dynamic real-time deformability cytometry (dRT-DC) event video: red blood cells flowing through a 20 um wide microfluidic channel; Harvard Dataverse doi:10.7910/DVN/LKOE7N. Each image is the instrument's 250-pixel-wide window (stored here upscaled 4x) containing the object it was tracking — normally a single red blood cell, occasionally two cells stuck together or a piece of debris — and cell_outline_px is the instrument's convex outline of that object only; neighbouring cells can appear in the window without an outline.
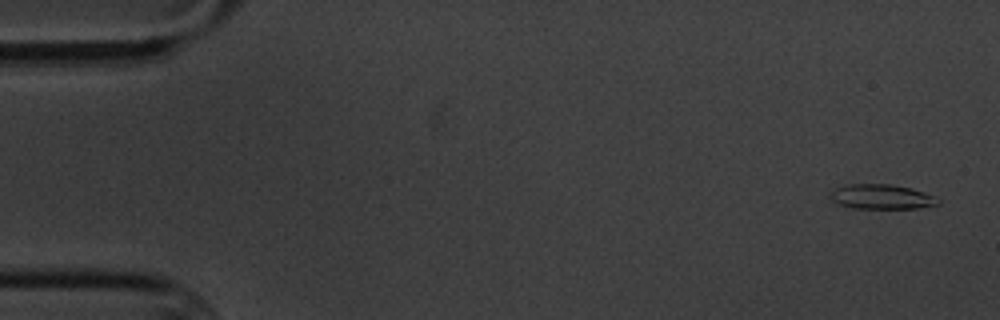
{"species": "common noctule bat (a hibernating species)", "species_latin": "Nyctalus noctula", "temperature_condition": "cold", "stored_images_in_passage": 5, "camera_frame_rate_fps": 3000, "um_per_image_px": 0.085, "animal": {"sex": "male", "body_mass_g": 20.1, "forearm_length_mm": 53.5}, "frame": {"image": 1, "passage_image": 1, "time_ms": 0.0, "image_size_px": [1000, 320], "cell_outline_px": [[940, 204], [916, 208], [852, 208], [840, 204], [832, 200], [828, 196], [828, 192], [844, 184], [888, 184], [912, 188], [936, 196], [940, 200]], "centroid_in_image_um": [74.92, 16.71], "position_along_channel_um": 10.1, "area_um2": 15.66}}
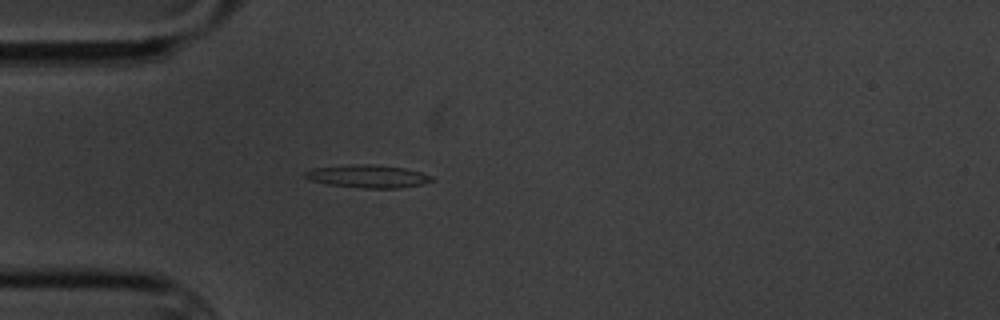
{"frame": {"image": 2, "passage_image": 5, "time_ms": 4.667, "image_size_px": [1000, 320], "cell_outline_px": [[436, 180], [424, 184], [400, 188], [364, 188], [328, 184], [312, 180], [304, 176], [304, 172], [312, 168], [352, 164], [376, 164], [404, 168], [420, 172], [432, 176]], "centroid_in_image_um": [31.31, 14.98], "position_along_channel_um": 53.7, "area_um2": 16.94}}